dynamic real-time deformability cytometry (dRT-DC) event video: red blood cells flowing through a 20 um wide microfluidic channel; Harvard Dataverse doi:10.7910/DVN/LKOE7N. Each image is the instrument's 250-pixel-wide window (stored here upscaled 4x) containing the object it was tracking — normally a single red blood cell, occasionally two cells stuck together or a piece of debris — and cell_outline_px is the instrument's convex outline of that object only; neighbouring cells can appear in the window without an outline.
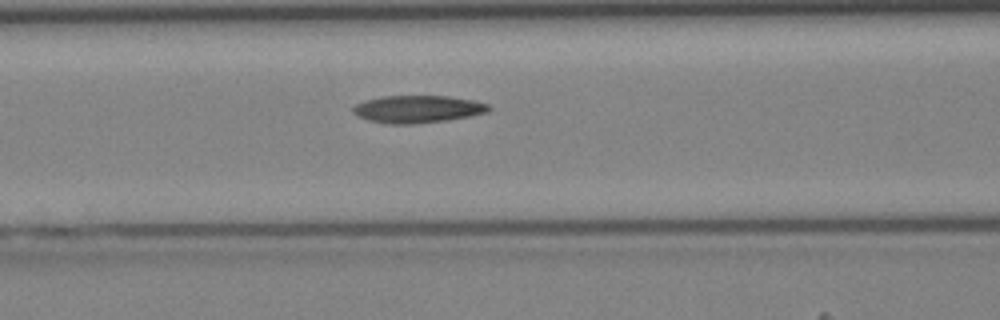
{"species": "Egyptian fruit bat (a non-hibernating species)", "species_latin": "Rousettus aegyptiacus", "temperature_condition": "cold", "stored_images_in_passage": 43, "camera_frame_rate_fps": 3000, "um_per_image_px": 0.085, "animal": {"sex": "female"}, "frame": {"image": 1, "passage_image": 18, "time_ms": 5.667, "image_size_px": [1000, 320], "cell_outline_px": [[492, 108], [488, 112], [472, 116], [448, 120], [412, 124], [388, 124], [368, 120], [356, 116], [352, 112], [352, 108], [356, 104], [364, 100], [384, 96], [448, 96], [476, 100], [488, 104]], "centroid_in_image_um": [35.52, 9.27], "position_along_channel_um": 131.1, "area_um2": 21.96}}
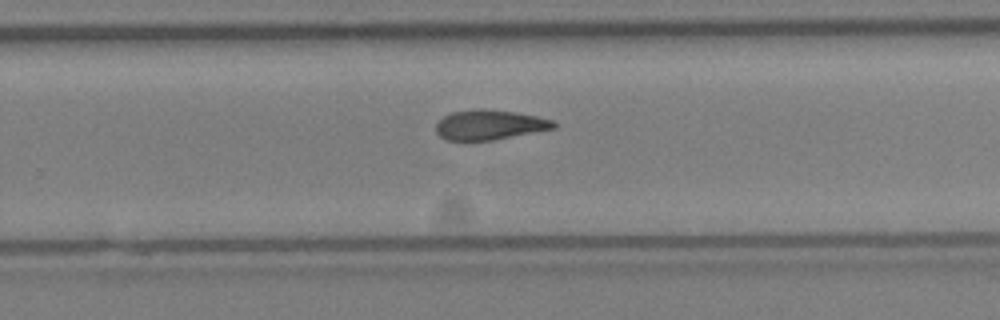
{"frame": {"image": 2, "passage_image": 28, "time_ms": 9.0, "image_size_px": [1000, 320], "cell_outline_px": [[556, 128], [492, 140], [448, 140], [440, 136], [436, 132], [436, 124], [444, 116], [452, 112], [476, 108], [484, 108], [516, 112], [536, 116], [552, 120], [556, 124]], "centroid_in_image_um": [41.6, 10.6], "position_along_channel_um": 288.2, "area_um2": 20.4}}
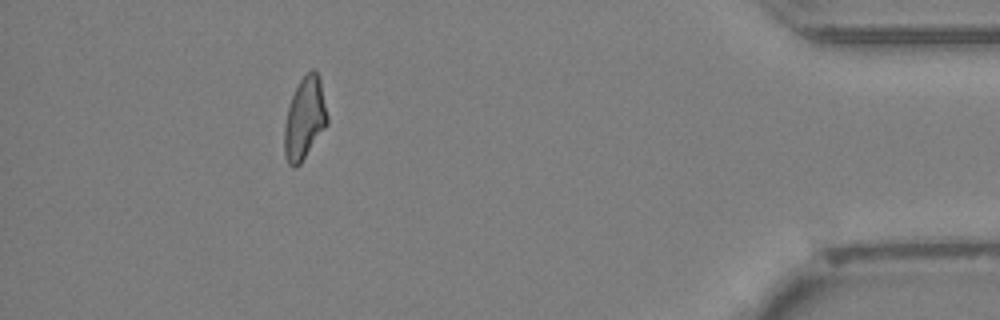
{"frame": {"image": 3, "passage_image": 39, "time_ms": 12.667, "image_size_px": [1000, 320], "cell_outline_px": [[328, 124], [300, 164], [296, 168], [292, 168], [288, 164], [284, 156], [284, 128], [288, 108], [292, 96], [300, 80], [312, 68], [316, 72], [320, 80], [328, 116]], "centroid_in_image_um": [25.89, 10.12], "position_along_channel_um": 409.3, "area_um2": 20.46}}